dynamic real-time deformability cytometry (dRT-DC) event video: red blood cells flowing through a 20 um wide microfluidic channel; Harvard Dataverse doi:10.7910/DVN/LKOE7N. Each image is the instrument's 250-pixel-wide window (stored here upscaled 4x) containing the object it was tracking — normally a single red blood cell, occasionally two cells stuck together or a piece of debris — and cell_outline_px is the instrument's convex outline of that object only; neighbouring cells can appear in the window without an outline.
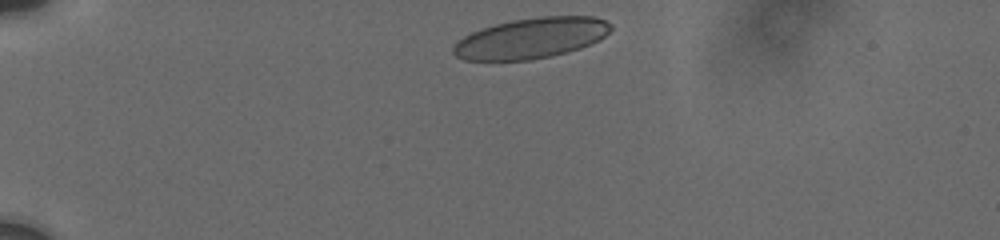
{"species": "human", "species_latin": "Homo sapiens", "temperature_condition": "cold", "stored_images_in_passage": 10, "camera_frame_rate_fps": 3000, "um_per_image_px": 0.085, "donor": {"sex": "male"}, "frame": {"image": 1, "passage_image": 2, "time_ms": 0.333, "image_size_px": [1000, 240], "cell_outline_px": [[612, 28], [604, 36], [580, 48], [552, 56], [532, 60], [464, 60], [456, 56], [452, 52], [452, 48], [464, 36], [472, 32], [496, 24], [512, 20], [540, 16], [596, 16], [612, 24]], "centroid_in_image_um": [45.16, 3.24], "position_along_channel_um": 39.8, "area_um2": 36.99}}